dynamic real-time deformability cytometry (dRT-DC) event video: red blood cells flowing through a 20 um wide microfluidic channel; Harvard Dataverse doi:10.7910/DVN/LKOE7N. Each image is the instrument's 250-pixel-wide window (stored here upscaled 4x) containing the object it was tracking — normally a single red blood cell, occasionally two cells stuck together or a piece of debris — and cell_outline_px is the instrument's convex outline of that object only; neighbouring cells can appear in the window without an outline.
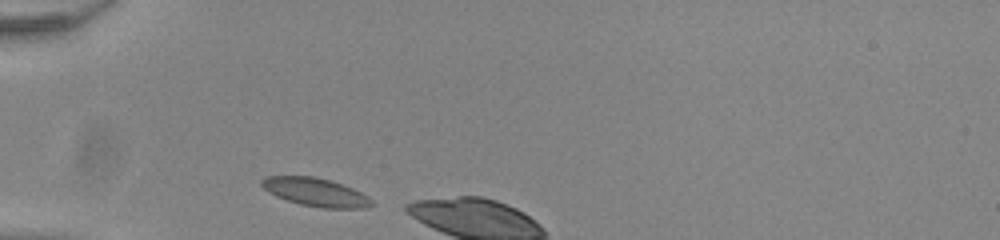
{"species": "common noctule bat (a hibernating species)", "species_latin": "Nyctalus noctula", "temperature_condition": "room temperature", "stored_images_in_passage": 3, "camera_frame_rate_fps": 3000, "um_per_image_px": 0.085, "animal": {"sex": "male", "body_mass_g": 20.0, "forearm_length_mm": 53.3}, "frame": {"image": 1, "passage_image": 1, "time_ms": 0.0, "image_size_px": [1000, 240], "cell_outline_px": [[376, 204], [368, 208], [324, 208], [300, 204], [276, 196], [268, 192], [260, 184], [260, 180], [268, 176], [312, 176], [328, 180], [352, 188], [368, 196]], "centroid_in_image_um": [26.84, 16.34], "position_along_channel_um": 58.2, "area_um2": 18.03}}